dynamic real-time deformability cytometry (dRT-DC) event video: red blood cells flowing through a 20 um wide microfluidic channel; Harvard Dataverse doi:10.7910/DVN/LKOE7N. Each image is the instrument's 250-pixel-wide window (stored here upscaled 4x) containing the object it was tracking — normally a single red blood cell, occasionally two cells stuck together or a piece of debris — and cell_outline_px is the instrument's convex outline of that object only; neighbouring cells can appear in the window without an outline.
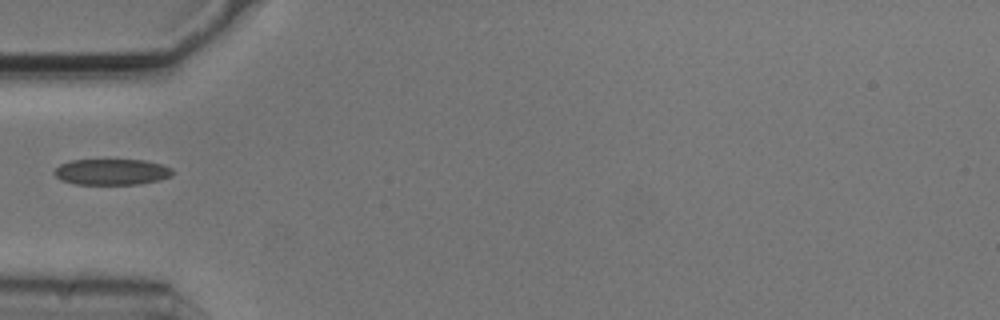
{"species": "common noctule bat (a hibernating species)", "species_latin": "Nyctalus noctula", "temperature_condition": "cold", "stored_images_in_passage": 4, "camera_frame_rate_fps": 3000, "um_per_image_px": 0.085, "animal": {"sex": "male", "body_mass_g": 20.5, "forearm_length_mm": 52.5}, "frame": {"image": 1, "passage_image": 1, "time_ms": 0.0, "image_size_px": [1000, 320], "cell_outline_px": [[172, 176], [160, 180], [136, 184], [76, 184], [60, 180], [52, 172], [60, 164], [72, 160], [144, 160], [160, 164], [172, 168]], "centroid_in_image_um": [9.48, 14.61], "position_along_channel_um": 75.5, "area_um2": 17.86}}